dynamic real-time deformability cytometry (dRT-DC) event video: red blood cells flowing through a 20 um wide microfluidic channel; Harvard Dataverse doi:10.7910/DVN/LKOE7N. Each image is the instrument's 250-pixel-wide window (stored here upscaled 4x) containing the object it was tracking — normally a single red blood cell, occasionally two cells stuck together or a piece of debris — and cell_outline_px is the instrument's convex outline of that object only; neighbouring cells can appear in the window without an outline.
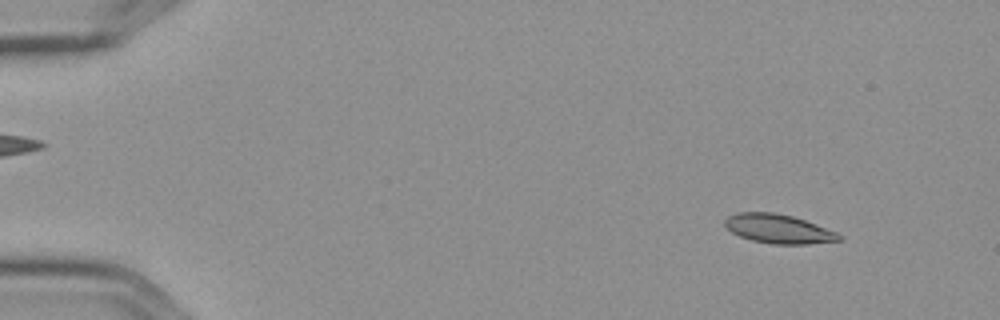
{"species": "Egyptian fruit bat (a non-hibernating species)", "species_latin": "Rousettus aegyptiacus", "temperature_condition": "cold", "stored_images_in_passage": 4, "camera_frame_rate_fps": 3000, "um_per_image_px": 0.085, "frame": {"image": 1, "passage_image": 1, "time_ms": 0.0, "image_size_px": [1000, 320], "cell_outline_px": [[844, 236], [840, 240], [808, 244], [772, 244], [752, 240], [740, 236], [732, 232], [724, 224], [724, 220], [728, 216], [736, 212], [772, 212], [792, 216], [816, 224], [836, 232]], "centroid_in_image_um": [66.16, 19.45], "position_along_channel_um": 18.8, "area_um2": 19.25}}
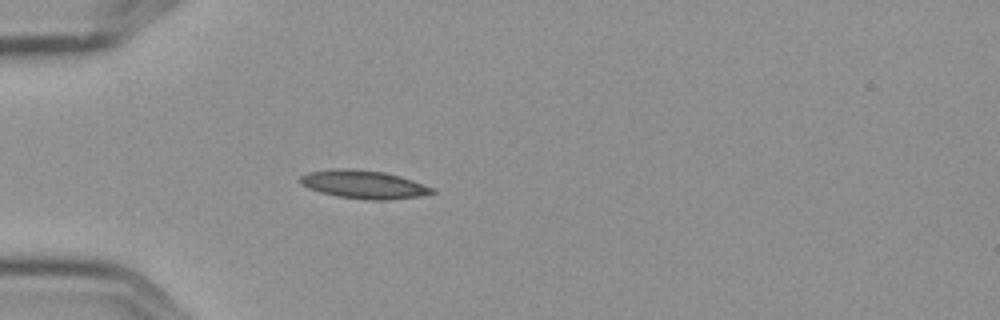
{"frame": {"image": 2, "passage_image": 4, "time_ms": 1.0, "image_size_px": [1000, 320], "cell_outline_px": [[436, 192], [420, 196], [388, 200], [368, 200], [336, 196], [320, 192], [308, 188], [300, 184], [300, 176], [308, 172], [344, 168], [348, 168], [384, 172], [400, 176], [436, 188]], "centroid_in_image_um": [30.94, 15.69], "position_along_channel_um": 54.1, "area_um2": 21.73}}